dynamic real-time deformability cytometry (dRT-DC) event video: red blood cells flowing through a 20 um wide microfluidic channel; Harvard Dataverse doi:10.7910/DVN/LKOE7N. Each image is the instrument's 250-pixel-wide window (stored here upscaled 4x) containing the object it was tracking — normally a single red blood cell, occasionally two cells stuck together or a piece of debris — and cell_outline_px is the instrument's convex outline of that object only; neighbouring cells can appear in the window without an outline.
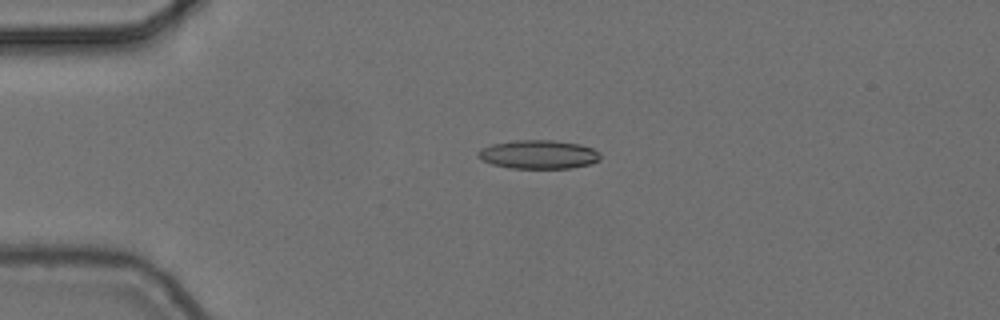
{"species": "common noctule bat (a hibernating species)", "species_latin": "Nyctalus noctula", "temperature_condition": "cold", "stored_images_in_passage": 4, "camera_frame_rate_fps": 3000, "um_per_image_px": 0.085, "animal": {"sex": "female", "body_mass_g": 24.6, "forearm_length_mm": 56.2}, "frame": {"image": 1, "passage_image": 2, "time_ms": 0.333, "image_size_px": [1000, 320], "cell_outline_px": [[600, 160], [592, 164], [572, 168], [512, 168], [492, 164], [480, 160], [476, 156], [476, 152], [480, 148], [492, 144], [516, 140], [552, 140], [580, 144], [592, 148], [600, 152]], "centroid_in_image_um": [45.76, 13.13], "position_along_channel_um": 39.2, "area_um2": 20.69}}